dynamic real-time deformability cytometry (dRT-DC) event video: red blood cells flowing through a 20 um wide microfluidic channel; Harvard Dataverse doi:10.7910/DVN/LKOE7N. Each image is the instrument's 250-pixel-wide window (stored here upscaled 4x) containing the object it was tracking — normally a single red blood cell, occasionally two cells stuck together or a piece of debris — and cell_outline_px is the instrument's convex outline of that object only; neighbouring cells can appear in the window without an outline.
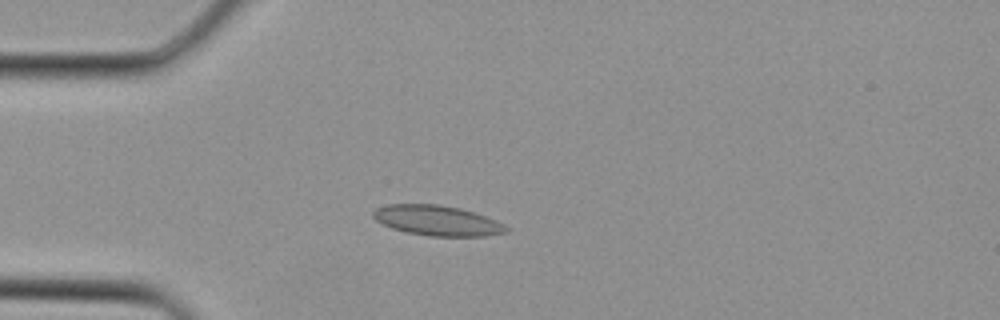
{"species": "Egyptian fruit bat (a non-hibernating species)", "species_latin": "Rousettus aegyptiacus", "temperature_condition": "cold", "stored_images_in_passage": 2, "camera_frame_rate_fps": 3000, "um_per_image_px": 0.085, "animal": {"sex": "female"}, "frame": {"image": 1, "passage_image": 2, "time_ms": 0.333, "image_size_px": [1000, 320], "cell_outline_px": [[512, 228], [508, 232], [484, 236], [432, 236], [408, 232], [392, 228], [376, 220], [372, 216], [372, 212], [376, 208], [388, 204], [440, 204], [460, 208], [496, 220]], "centroid_in_image_um": [37.19, 18.74], "position_along_channel_um": 47.8, "area_um2": 23.35}}